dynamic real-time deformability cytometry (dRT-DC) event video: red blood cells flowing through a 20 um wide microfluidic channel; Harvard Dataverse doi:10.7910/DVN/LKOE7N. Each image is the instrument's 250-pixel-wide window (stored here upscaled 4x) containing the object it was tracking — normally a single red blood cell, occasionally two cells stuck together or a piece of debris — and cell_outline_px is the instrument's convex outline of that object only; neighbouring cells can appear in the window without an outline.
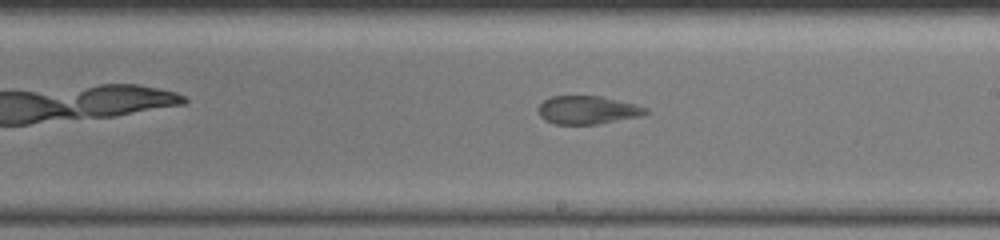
{"species": "common noctule bat (a hibernating species)", "species_latin": "Nyctalus noctula", "temperature_condition": "warm", "stored_images_in_passage": 23, "camera_frame_rate_fps": 3000, "um_per_image_px": 0.085, "animal": {"sex": "female", "body_mass_g": 19.5, "forearm_length_mm": 54.1}, "frame": {"image": 1, "passage_image": 17, "time_ms": 5.333, "image_size_px": [1000, 240], "cell_outline_px": [[648, 112], [640, 116], [600, 124], [556, 124], [544, 120], [540, 116], [540, 104], [544, 100], [552, 96], [600, 96], [636, 104], [648, 108]], "centroid_in_image_um": [49.97, 9.35], "position_along_channel_um": 239.0, "area_um2": 17.57}}